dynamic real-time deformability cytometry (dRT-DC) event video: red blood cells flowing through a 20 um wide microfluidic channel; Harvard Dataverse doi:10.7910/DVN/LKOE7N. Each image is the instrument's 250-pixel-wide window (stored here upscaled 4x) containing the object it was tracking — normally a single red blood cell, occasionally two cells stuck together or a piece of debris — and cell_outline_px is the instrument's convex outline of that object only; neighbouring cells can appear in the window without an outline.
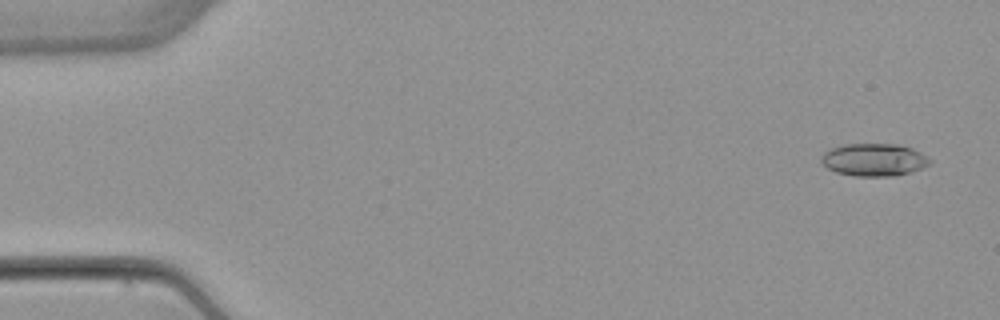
{"species": "common noctule bat (a hibernating species)", "species_latin": "Nyctalus noctula", "temperature_condition": "warm", "stored_images_in_passage": 53, "camera_frame_rate_fps": 3000, "um_per_image_px": 0.085, "animal": {"sex": "female", "body_mass_g": 22.7, "forearm_length_mm": 54.2}, "frame": {"image": 1, "passage_image": 3, "time_ms": 0.667, "image_size_px": [1000, 320], "cell_outline_px": [[932, 160], [928, 164], [912, 172], [896, 176], [852, 176], [836, 172], [828, 168], [820, 160], [820, 156], [824, 152], [832, 148], [844, 144], [900, 144], [912, 148], [920, 152]], "centroid_in_image_um": [74.28, 13.58], "position_along_channel_um": 10.7, "area_um2": 20.69}}
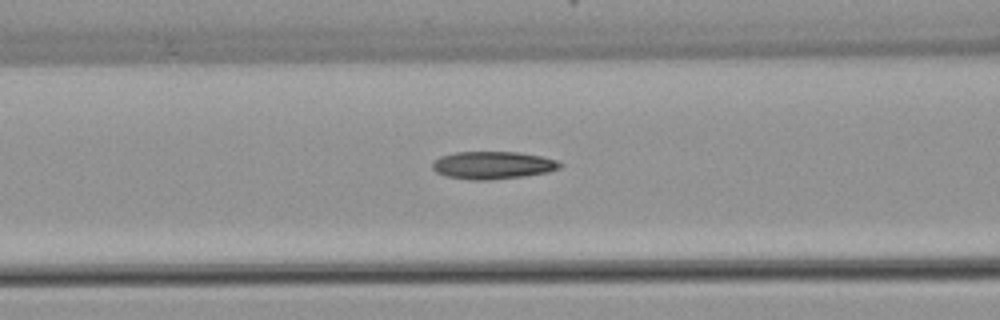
{"frame": {"image": 2, "passage_image": 22, "time_ms": 7.0, "image_size_px": [1000, 320], "cell_outline_px": [[564, 164], [560, 168], [548, 172], [524, 176], [488, 180], [472, 180], [444, 176], [436, 172], [432, 168], [432, 160], [440, 156], [456, 152], [520, 152], [540, 156], [556, 160]], "centroid_in_image_um": [41.86, 14.04], "position_along_channel_um": 124.7, "area_um2": 20.69}}
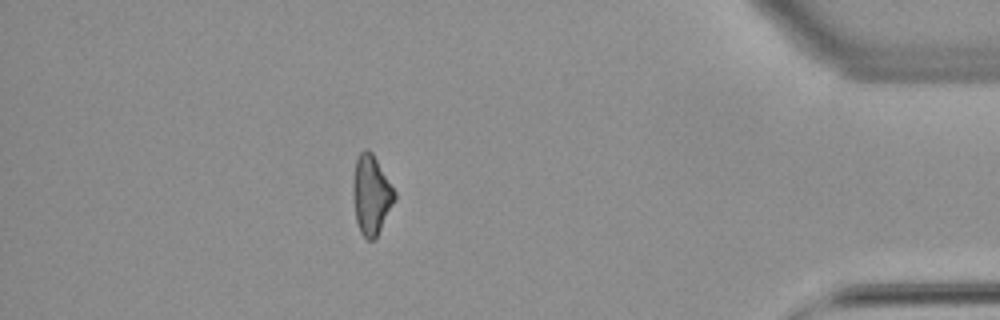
{"frame": {"image": 3, "passage_image": 47, "time_ms": 15.333, "image_size_px": [1000, 320], "cell_outline_px": [[396, 200], [376, 236], [372, 240], [368, 240], [360, 232], [356, 220], [352, 192], [352, 180], [356, 160], [360, 152], [364, 148], [368, 148], [372, 152], [396, 192]], "centroid_in_image_um": [31.54, 16.52], "position_along_channel_um": 403.7, "area_um2": 19.25}, "authors_computed_cell_mechanics": {"area_um2": 19.941, "velocity_mm_per_s": 3.8863, "shape_relaxation_time_tau1_ms": null, "shape_relaxation_time_tau2_ms": 3.7891, "deformation_change_tau1": null, "deformation_change_tau2": 0.1355}}